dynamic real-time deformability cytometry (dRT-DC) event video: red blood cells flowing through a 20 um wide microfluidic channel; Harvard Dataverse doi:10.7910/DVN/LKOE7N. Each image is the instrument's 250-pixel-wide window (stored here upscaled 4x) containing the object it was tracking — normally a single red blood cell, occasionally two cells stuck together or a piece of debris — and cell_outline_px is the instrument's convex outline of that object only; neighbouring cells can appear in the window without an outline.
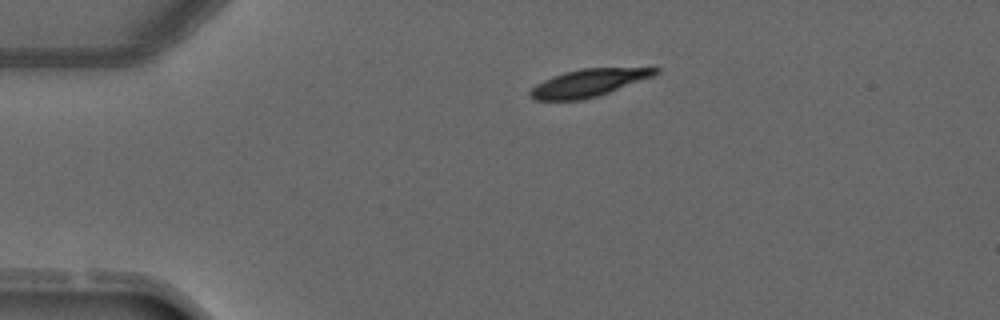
{"species": "common noctule bat (a hibernating species)", "species_latin": "Nyctalus noctula", "temperature_condition": "warm", "stored_images_in_passage": 2, "camera_frame_rate_fps": 3000, "um_per_image_px": 0.085, "animal": {"sex": "male", "forearm_length_mm": 52.5}, "frame": {"image": 1, "passage_image": 2, "time_ms": 1.0, "image_size_px": [1000, 320], "cell_outline_px": [[660, 72], [652, 76], [608, 92], [596, 96], [580, 100], [536, 100], [528, 92], [536, 84], [552, 76], [564, 72], [580, 68], [660, 68]], "centroid_in_image_um": [49.98, 7.03], "position_along_channel_um": 35.0, "area_um2": 19.65}}